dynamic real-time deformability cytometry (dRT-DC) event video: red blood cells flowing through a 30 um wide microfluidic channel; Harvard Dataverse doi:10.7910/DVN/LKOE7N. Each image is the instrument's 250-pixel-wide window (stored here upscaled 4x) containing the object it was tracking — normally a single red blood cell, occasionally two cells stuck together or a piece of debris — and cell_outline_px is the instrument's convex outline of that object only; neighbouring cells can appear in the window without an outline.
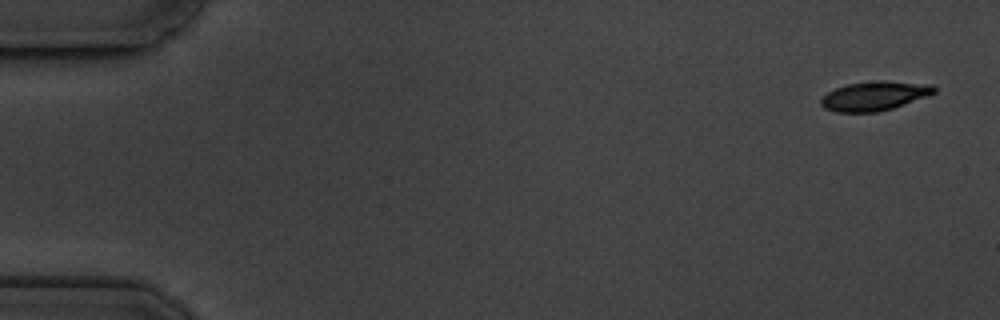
{"species": "common noctule bat (a hibernating species)", "species_latin": "Nyctalus noctula", "temperature_condition": "cold", "stored_images_in_passage": 5, "camera_frame_rate_fps": 3000, "um_per_image_px": 0.085, "animal": {"sex": "male", "body_mass_g": 19.5, "forearm_length_mm": 54.6}, "frame": {"image": 1, "passage_image": 1, "time_ms": 0.0, "image_size_px": [1000, 320], "cell_outline_px": [[936, 92], [928, 96], [892, 108], [876, 112], [836, 112], [824, 108], [820, 104], [820, 96], [836, 88], [848, 84], [880, 80], [884, 80], [932, 84], [936, 88]], "centroid_in_image_um": [74.32, 8.15], "position_along_channel_um": 10.7, "area_um2": 19.36}}
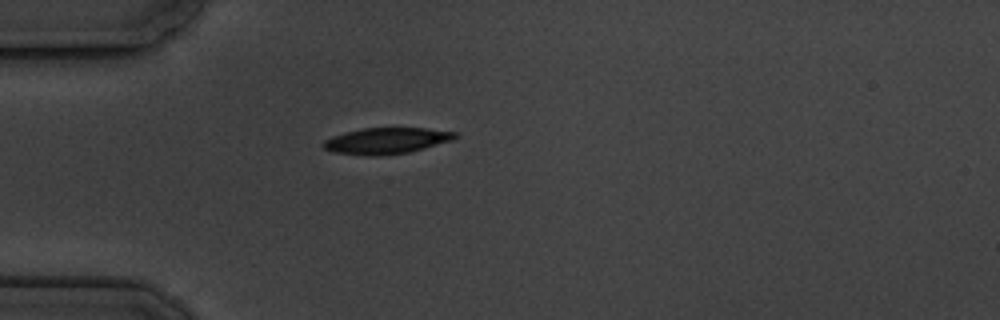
{"frame": {"image": 2, "passage_image": 5, "time_ms": 4.667, "image_size_px": [1000, 320], "cell_outline_px": [[460, 136], [452, 140], [424, 148], [408, 152], [380, 156], [368, 156], [332, 152], [324, 148], [320, 144], [324, 140], [332, 136], [344, 132], [364, 128], [424, 128], [460, 132]], "centroid_in_image_um": [32.84, 11.96], "position_along_channel_um": 52.2, "area_um2": 20.29}}